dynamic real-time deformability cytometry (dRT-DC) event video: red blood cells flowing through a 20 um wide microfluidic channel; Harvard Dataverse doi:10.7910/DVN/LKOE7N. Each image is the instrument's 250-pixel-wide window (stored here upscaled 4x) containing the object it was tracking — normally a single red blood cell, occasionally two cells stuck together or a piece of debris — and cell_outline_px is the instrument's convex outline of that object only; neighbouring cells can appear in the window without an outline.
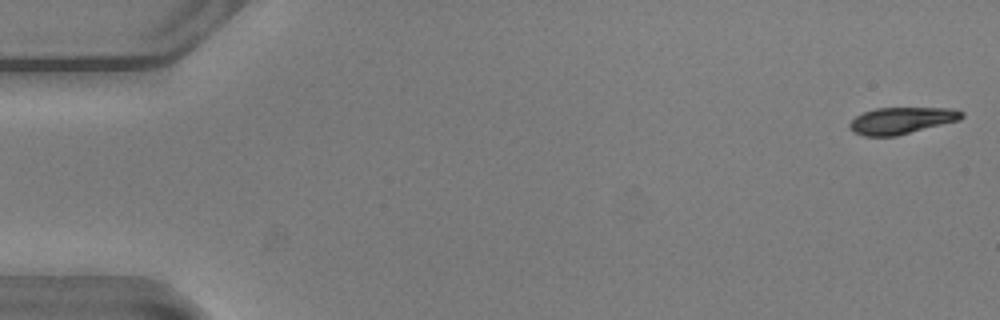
{"species": "common noctule bat (a hibernating species)", "species_latin": "Nyctalus noctula", "temperature_condition": "warm", "stored_images_in_passage": 12, "camera_frame_rate_fps": 3000, "um_per_image_px": 0.085, "animal": {"sex": "male", "body_mass_g": 20.5, "forearm_length_mm": 52.5}, "frame": {"image": 1, "passage_image": 1, "time_ms": 0.0, "image_size_px": [1000, 320], "cell_outline_px": [[964, 116], [960, 120], [896, 136], [864, 136], [848, 128], [848, 124], [856, 116], [864, 112], [876, 108], [952, 108], [964, 112]], "centroid_in_image_um": [76.65, 10.24], "position_along_channel_um": 8.4, "area_um2": 17.4}}